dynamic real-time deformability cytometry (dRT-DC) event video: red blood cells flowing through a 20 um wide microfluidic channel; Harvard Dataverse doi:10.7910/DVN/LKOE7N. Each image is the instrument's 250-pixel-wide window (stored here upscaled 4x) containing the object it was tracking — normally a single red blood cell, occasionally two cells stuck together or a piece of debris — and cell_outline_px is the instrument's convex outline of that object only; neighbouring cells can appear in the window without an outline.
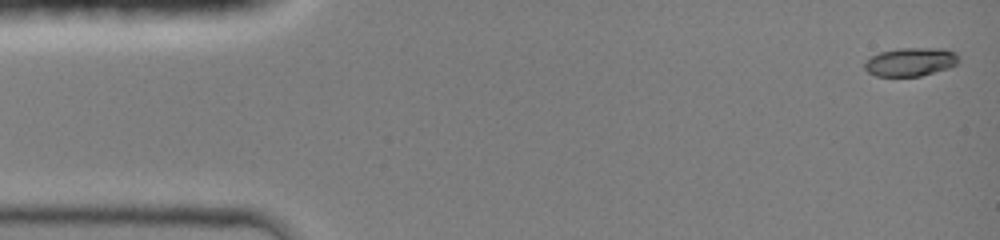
{"species": "common noctule bat (a hibernating species)", "species_latin": "Nyctalus noctula", "temperature_condition": "room temperature", "stored_images_in_passage": 27, "camera_frame_rate_fps": 3000, "um_per_image_px": 0.085, "animal": {"sex": "female", "body_mass_g": 19.0, "forearm_length_mm": 51.5}, "frame": {"image": 1, "passage_image": 1, "time_ms": 0.0, "image_size_px": [1000, 240], "cell_outline_px": [[960, 60], [956, 64], [948, 68], [920, 76], [876, 76], [868, 72], [864, 68], [864, 60], [880, 52], [896, 48], [944, 48], [956, 52]], "centroid_in_image_um": [77.39, 5.25], "position_along_channel_um": 7.6, "area_um2": 15.78}}
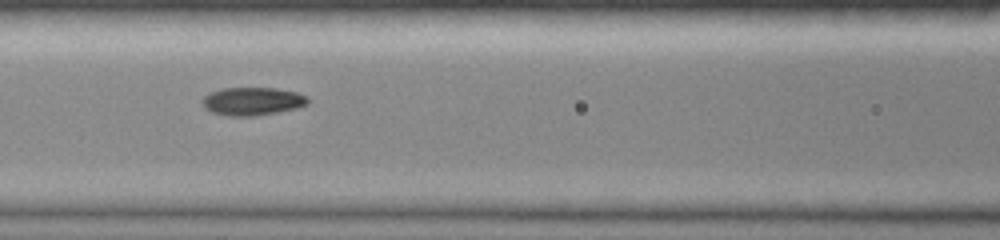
{"frame": {"image": 2, "passage_image": 16, "time_ms": 6.0, "image_size_px": [1000, 240], "cell_outline_px": [[308, 104], [296, 108], [256, 116], [232, 116], [212, 112], [204, 108], [200, 100], [204, 96], [212, 92], [224, 88], [276, 88], [296, 92], [308, 96]], "centroid_in_image_um": [21.45, 8.61], "position_along_channel_um": 145.2, "area_um2": 17.22}}
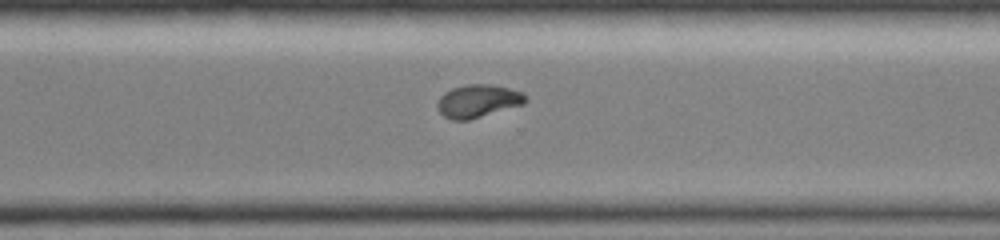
{"frame": {"image": 3, "passage_image": 27, "time_ms": 10.333, "image_size_px": [1000, 240], "cell_outline_px": [[528, 100], [524, 104], [468, 120], [452, 120], [444, 116], [440, 112], [436, 104], [440, 96], [444, 92], [452, 88], [468, 84], [492, 84], [524, 92]], "centroid_in_image_um": [40.64, 8.58], "position_along_channel_um": 330.0, "area_um2": 16.94}}